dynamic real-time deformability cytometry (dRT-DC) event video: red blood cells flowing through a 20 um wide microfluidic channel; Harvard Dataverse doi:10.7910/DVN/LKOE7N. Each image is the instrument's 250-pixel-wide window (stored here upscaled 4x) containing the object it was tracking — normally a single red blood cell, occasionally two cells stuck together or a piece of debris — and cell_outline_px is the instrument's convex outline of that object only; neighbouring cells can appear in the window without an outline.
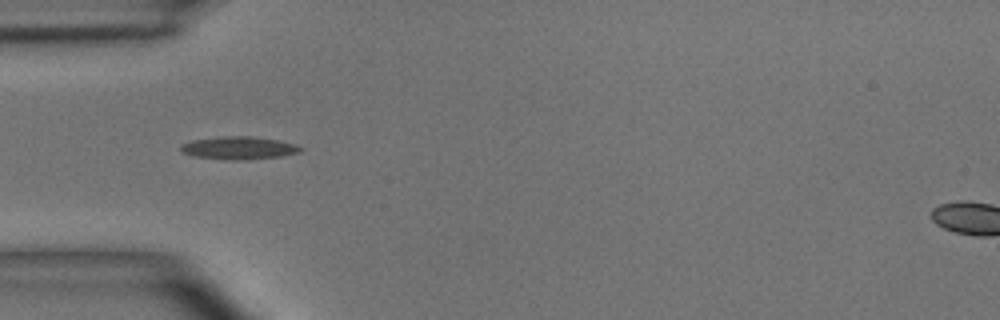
{"species": "common noctule bat (a hibernating species)", "species_latin": "Nyctalus noctula", "temperature_condition": "room temperature", "stored_images_in_passage": 3, "camera_frame_rate_fps": 3000, "um_per_image_px": 0.085, "animal": {"sex": "male", "body_mass_g": 15.6}, "frame": {"image": 1, "passage_image": 1, "time_ms": 0.0, "image_size_px": [1000, 320], "cell_outline_px": [[304, 148], [300, 152], [280, 156], [236, 160], [232, 160], [192, 156], [180, 152], [180, 144], [192, 140], [220, 136], [252, 136], [276, 140], [296, 144]], "centroid_in_image_um": [20.25, 12.56], "position_along_channel_um": 64.8, "area_um2": 15.9}}
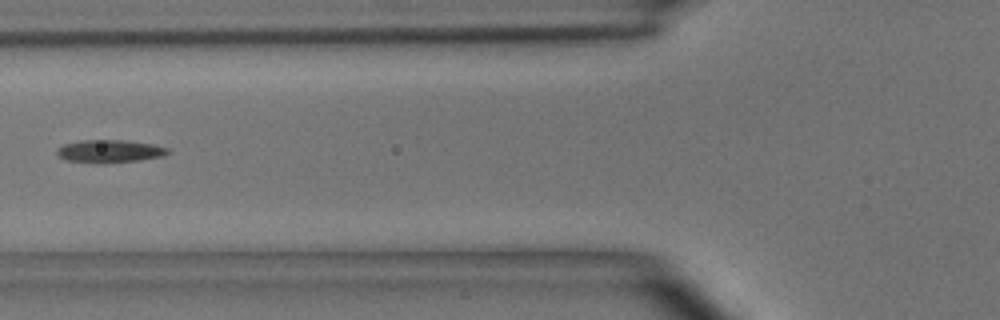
{"frame": {"image": 2, "passage_image": 2, "time_ms": 1.333, "image_size_px": [1000, 320], "cell_outline_px": [[172, 152], [164, 156], [140, 160], [104, 164], [96, 164], [64, 160], [56, 152], [56, 148], [64, 144], [80, 140], [128, 140], [152, 144], [168, 148]], "centroid_in_image_um": [9.32, 12.86], "position_along_channel_um": 116.5, "area_um2": 15.14}}